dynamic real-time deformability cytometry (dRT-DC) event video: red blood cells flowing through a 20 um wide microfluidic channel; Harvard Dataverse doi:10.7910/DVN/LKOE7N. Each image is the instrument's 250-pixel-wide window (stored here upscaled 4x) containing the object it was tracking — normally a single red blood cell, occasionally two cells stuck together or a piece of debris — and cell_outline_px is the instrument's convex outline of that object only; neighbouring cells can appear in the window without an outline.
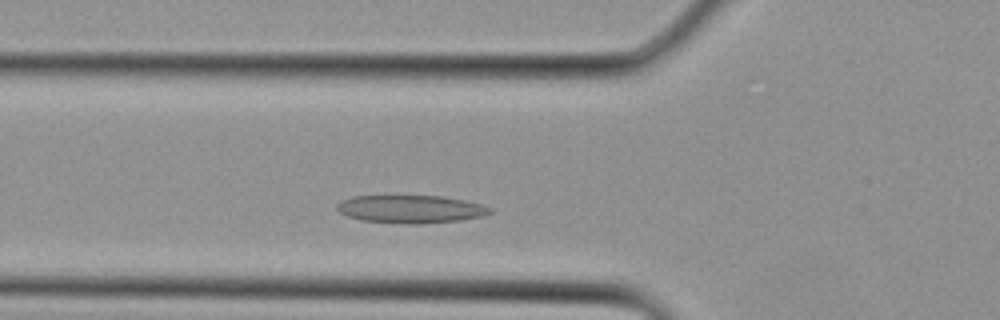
{"species": "Egyptian fruit bat (a non-hibernating species)", "species_latin": "Rousettus aegyptiacus", "temperature_condition": "cold", "stored_images_in_passage": 22, "camera_frame_rate_fps": 3000, "um_per_image_px": 0.085, "animal": {"sex": "female"}, "frame": {"image": 1, "passage_image": 2, "time_ms": 0.333, "image_size_px": [1000, 320], "cell_outline_px": [[496, 212], [484, 216], [460, 220], [416, 224], [404, 224], [360, 220], [348, 216], [340, 212], [336, 208], [336, 204], [340, 200], [352, 196], [440, 196], [464, 200], [480, 204], [492, 208]], "centroid_in_image_um": [34.92, 17.77], "position_along_channel_um": 90.9, "area_um2": 25.03}}
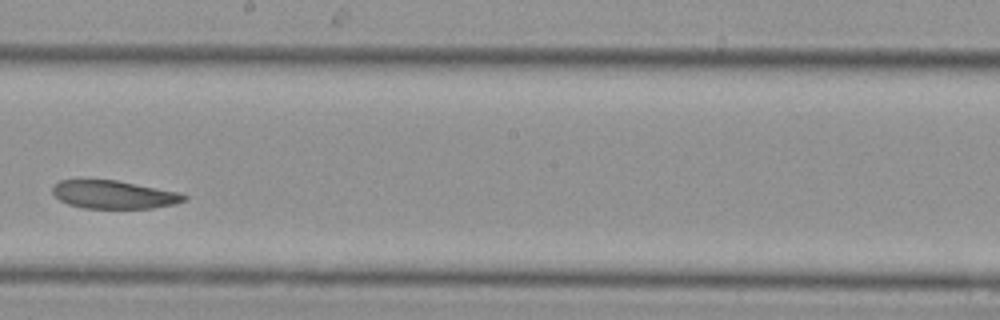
{"frame": {"image": 2, "passage_image": 9, "time_ms": 2.667, "image_size_px": [1000, 320], "cell_outline_px": [[188, 196], [184, 200], [176, 204], [152, 208], [84, 208], [68, 204], [60, 200], [52, 192], [52, 188], [60, 180], [116, 180], [180, 192]], "centroid_in_image_um": [9.7, 16.54], "position_along_channel_um": 238.5, "area_um2": 21.44}}
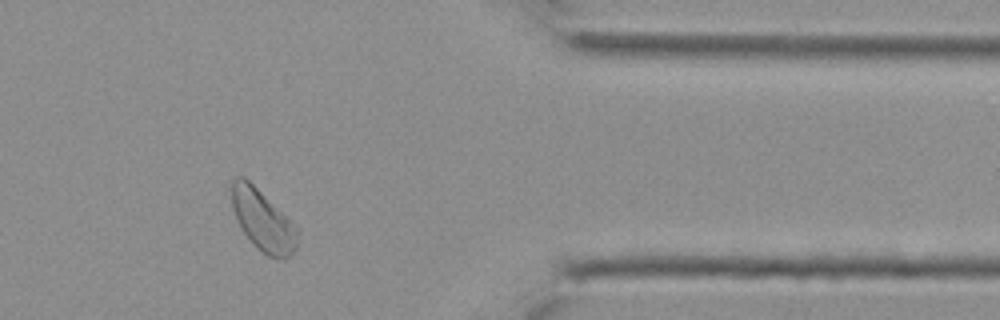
{"frame": {"image": 3, "passage_image": 17, "time_ms": 5.333, "image_size_px": [1000, 320], "cell_outline_px": [[300, 228], [296, 248], [284, 260], [280, 260], [268, 256], [256, 248], [240, 228], [232, 208], [232, 180], [236, 176], [244, 176]], "centroid_in_image_um": [22.36, 18.76], "position_along_channel_um": 389.0, "area_um2": 23.7}}